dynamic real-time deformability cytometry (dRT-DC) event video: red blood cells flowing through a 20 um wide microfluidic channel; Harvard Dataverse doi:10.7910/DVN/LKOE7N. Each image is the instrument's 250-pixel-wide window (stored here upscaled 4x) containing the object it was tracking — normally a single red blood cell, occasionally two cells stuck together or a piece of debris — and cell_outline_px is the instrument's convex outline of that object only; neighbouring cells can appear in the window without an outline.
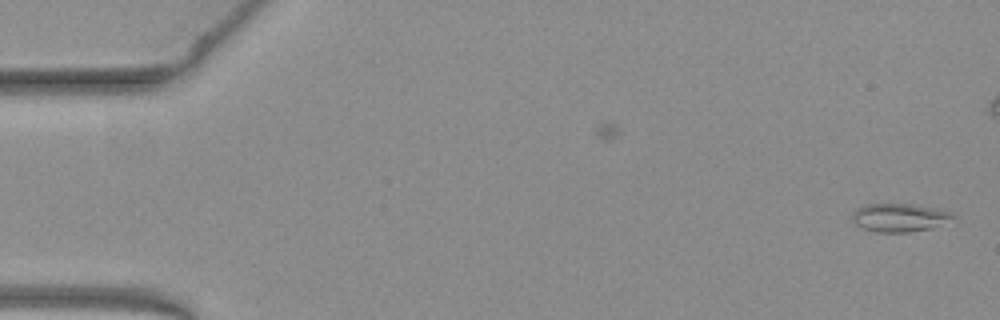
{"species": "common noctule bat (a hibernating species)", "species_latin": "Nyctalus noctula", "temperature_condition": "warm", "stored_images_in_passage": 52, "camera_frame_rate_fps": 3000, "um_per_image_px": 0.085, "animal": {"sex": "female", "body_mass_g": 19.3, "forearm_length_mm": 54.1}, "frame": {"image": 1, "passage_image": 1, "time_ms": 0.0, "image_size_px": [1000, 320], "cell_outline_px": [[956, 216], [928, 228], [908, 232], [876, 232], [864, 228], [856, 224], [852, 220], [852, 212], [856, 208], [864, 204], [912, 204], [952, 212]], "centroid_in_image_um": [76.36, 18.48], "position_along_channel_um": 8.6, "area_um2": 16.18}}
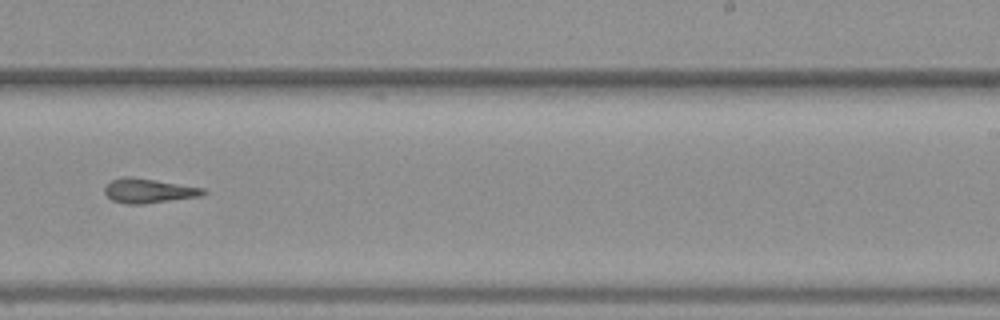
{"frame": {"image": 2, "passage_image": 32, "time_ms": 10.333, "image_size_px": [1000, 320], "cell_outline_px": [[208, 192], [204, 196], [144, 204], [124, 204], [112, 200], [104, 192], [104, 188], [112, 180], [120, 176], [132, 176], [204, 188]], "centroid_in_image_um": [12.66, 16.22], "position_along_channel_um": 276.3, "area_um2": 14.28}}
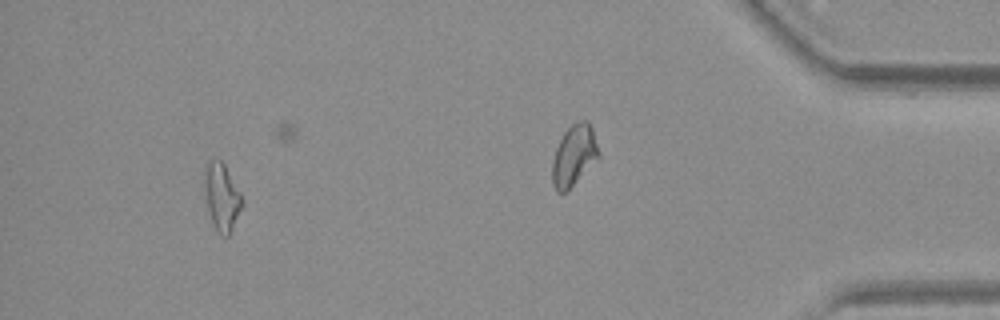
{"frame": {"image": 3, "passage_image": 48, "time_ms": 15.667, "image_size_px": [1000, 320], "cell_outline_px": [[244, 204], [228, 236], [220, 236], [216, 232], [212, 224], [204, 200], [204, 180], [208, 160], [220, 160], [224, 164], [240, 192], [244, 200]], "centroid_in_image_um": [18.84, 16.79], "position_along_channel_um": 416.4, "area_um2": 14.97}, "authors_computed_cell_mechanics": {"area_um2": 14.5367, "velocity_mm_per_s": 3.9847, "shape_relaxation_time_tau1_ms": null, "shape_relaxation_time_tau2_ms": 3.4698, "deformation_change_tau1": null, "deformation_change_tau2": 0.1604}}